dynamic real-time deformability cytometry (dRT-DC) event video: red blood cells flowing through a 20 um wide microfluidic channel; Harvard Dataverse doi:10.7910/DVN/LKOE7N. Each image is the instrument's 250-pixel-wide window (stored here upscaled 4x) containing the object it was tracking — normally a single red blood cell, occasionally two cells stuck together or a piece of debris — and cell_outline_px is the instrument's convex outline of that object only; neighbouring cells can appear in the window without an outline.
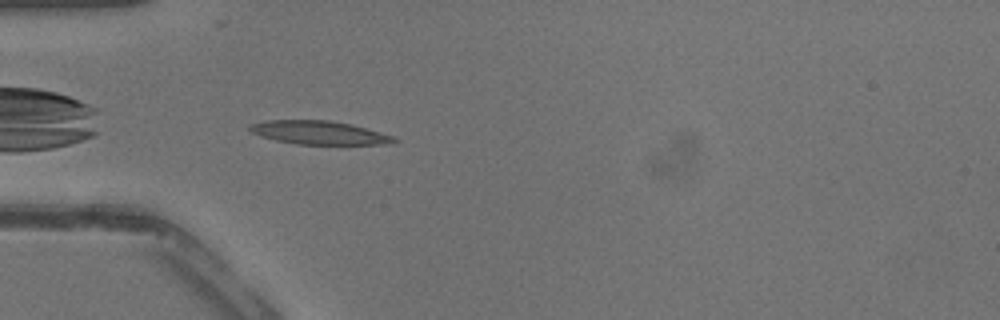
{"species": "common noctule bat (a hibernating species)", "species_latin": "Nyctalus noctula", "temperature_condition": "warm", "stored_images_in_passage": 30, "camera_frame_rate_fps": 3000, "um_per_image_px": 0.085, "animal": {"sex": "male", "body_mass_g": 13.3}, "frame": {"image": 1, "passage_image": 2, "time_ms": 0.333, "image_size_px": [1000, 320], "cell_outline_px": [[400, 140], [392, 144], [296, 144], [276, 140], [260, 136], [252, 132], [248, 128], [248, 124], [264, 120], [328, 120], [352, 124], [396, 136]], "centroid_in_image_um": [27.16, 11.27], "position_along_channel_um": 57.8, "area_um2": 20.0}}
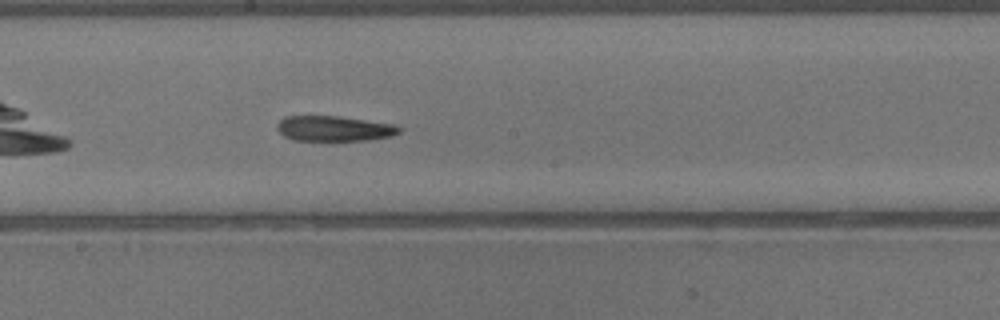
{"frame": {"image": 2, "passage_image": 12, "time_ms": 3.667, "image_size_px": [1000, 320], "cell_outline_px": [[404, 128], [400, 132], [392, 136], [368, 140], [292, 140], [284, 136], [276, 128], [276, 124], [284, 116], [340, 116], [400, 124]], "centroid_in_image_um": [28.48, 10.91], "position_along_channel_um": 219.7, "area_um2": 18.38}}
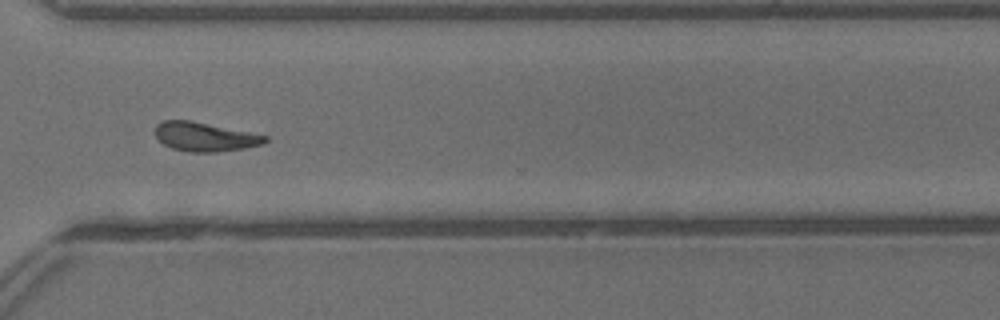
{"frame": {"image": 3, "passage_image": 20, "time_ms": 6.333, "image_size_px": [1000, 320], "cell_outline_px": [[268, 140], [264, 144], [244, 148], [216, 152], [188, 152], [172, 148], [164, 144], [156, 136], [156, 124], [164, 120], [192, 120], [268, 136]], "centroid_in_image_um": [17.42, 11.62], "position_along_channel_um": 353.2, "area_um2": 18.55}}